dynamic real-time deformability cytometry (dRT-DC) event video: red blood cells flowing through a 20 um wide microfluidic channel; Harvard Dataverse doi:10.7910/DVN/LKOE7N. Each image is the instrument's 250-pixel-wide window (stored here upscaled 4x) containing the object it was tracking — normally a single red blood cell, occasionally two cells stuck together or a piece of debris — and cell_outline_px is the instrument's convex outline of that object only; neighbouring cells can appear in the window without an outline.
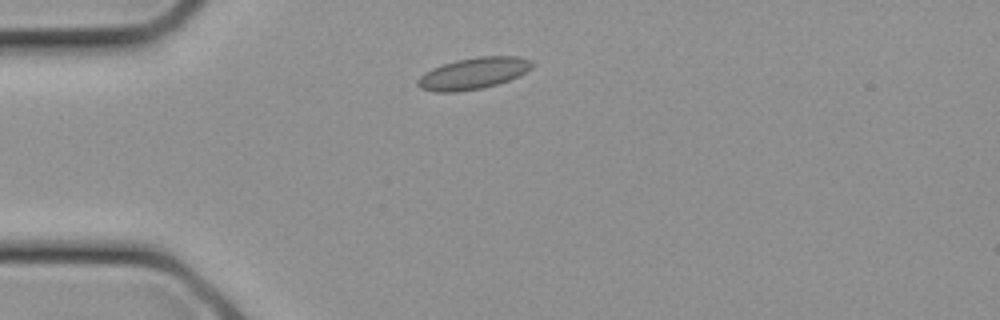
{"species": "common noctule bat (a hibernating species)", "species_latin": "Nyctalus noctula", "temperature_condition": "cold", "stored_images_in_passage": 6, "camera_frame_rate_fps": 3000, "um_per_image_px": 0.085, "animal": {"sex": "female", "body_mass_g": 21.9}, "frame": {"image": 1, "passage_image": 3, "time_ms": 0.667, "image_size_px": [1000, 320], "cell_outline_px": [[536, 64], [532, 68], [520, 76], [496, 84], [480, 88], [456, 92], [436, 92], [420, 88], [416, 84], [416, 80], [424, 72], [432, 68], [456, 60], [480, 56], [516, 56], [532, 60]], "centroid_in_image_um": [40.25, 6.23], "position_along_channel_um": 44.8, "area_um2": 21.1}}
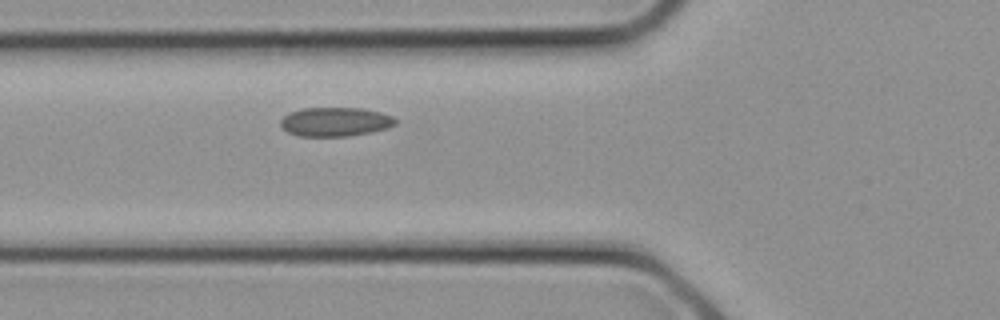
{"frame": {"image": 2, "passage_image": 6, "time_ms": 1.667, "image_size_px": [1000, 320], "cell_outline_px": [[396, 124], [388, 128], [372, 132], [348, 136], [296, 136], [288, 132], [280, 124], [280, 120], [284, 116], [292, 112], [304, 108], [364, 108], [380, 112], [392, 116], [396, 120]], "centroid_in_image_um": [28.52, 10.36], "position_along_channel_um": 97.3, "area_um2": 19.42}}